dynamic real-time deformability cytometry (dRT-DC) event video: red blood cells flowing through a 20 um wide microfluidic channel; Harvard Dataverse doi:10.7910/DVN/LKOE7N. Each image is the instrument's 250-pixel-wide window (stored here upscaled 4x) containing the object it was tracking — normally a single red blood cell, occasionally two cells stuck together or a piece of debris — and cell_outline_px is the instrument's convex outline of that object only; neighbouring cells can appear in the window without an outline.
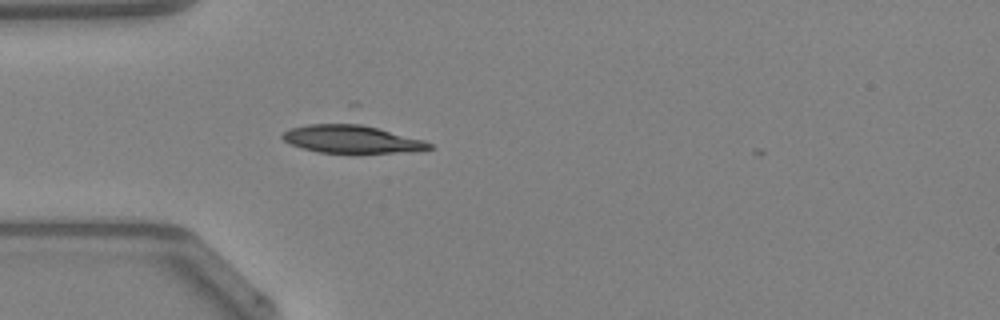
{"species": "Egyptian fruit bat (a non-hibernating species)", "species_latin": "Rousettus aegyptiacus", "temperature_condition": "warm", "stored_images_in_passage": 35, "camera_frame_rate_fps": 3000, "um_per_image_px": 0.085, "animal": {"sex": "female"}, "frame": {"image": 1, "passage_image": 1, "time_ms": 0.0, "image_size_px": [1000, 320], "cell_outline_px": [[432, 148], [392, 152], [316, 152], [292, 144], [284, 140], [280, 136], [284, 132], [292, 128], [308, 124], [348, 120], [352, 120], [424, 140], [432, 144]], "centroid_in_image_um": [29.84, 11.75], "position_along_channel_um": 55.2, "area_um2": 24.16}}
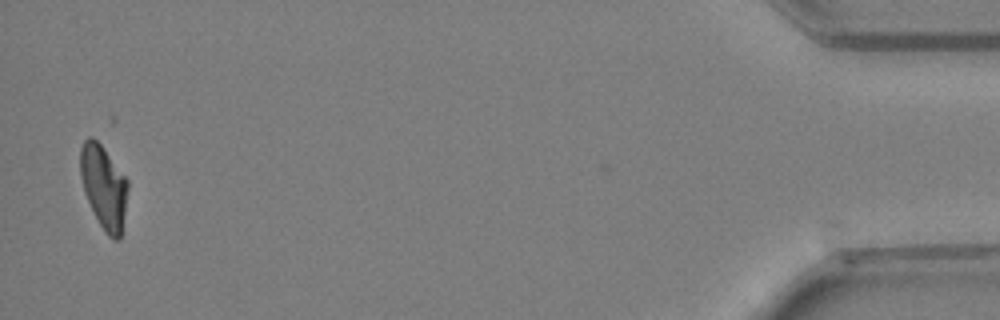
{"frame": {"image": 2, "passage_image": 34, "time_ms": 11.0, "image_size_px": [1000, 320], "cell_outline_px": [[128, 188], [120, 240], [112, 240], [104, 232], [84, 192], [80, 176], [80, 148], [84, 140], [88, 136], [92, 136], [100, 144], [128, 180]], "centroid_in_image_um": [8.81, 15.88], "position_along_channel_um": 426.4, "area_um2": 22.89}, "authors_computed_cell_mechanics": {"area_um2": 23.987, "velocity_mm_per_s": 4.2495, "shape_relaxation_time_tau1_ms": 3.6029, "shape_relaxation_time_tau2_ms": 1.6973, "deformation_change_tau1": 0.1669, "deformation_change_tau2": 0.0596}}